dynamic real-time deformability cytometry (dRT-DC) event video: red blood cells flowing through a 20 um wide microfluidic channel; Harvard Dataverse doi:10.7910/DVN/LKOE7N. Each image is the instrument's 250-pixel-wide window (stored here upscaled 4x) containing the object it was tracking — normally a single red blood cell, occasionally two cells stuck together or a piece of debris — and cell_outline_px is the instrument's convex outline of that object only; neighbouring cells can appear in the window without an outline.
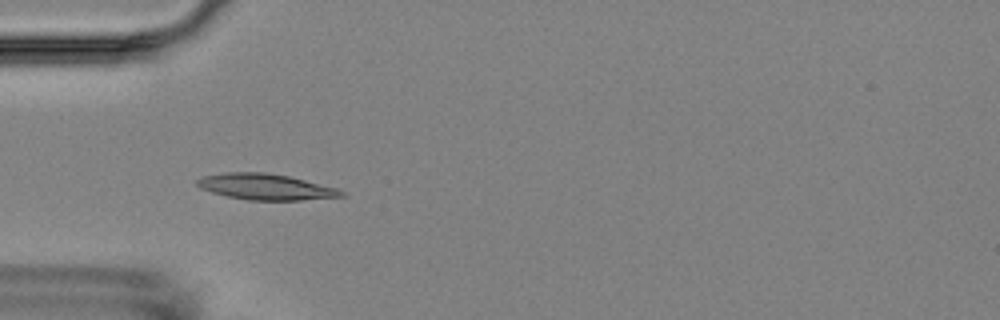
{"species": "Egyptian fruit bat (a non-hibernating species)", "species_latin": "Rousettus aegyptiacus", "temperature_condition": "room temperature", "stored_images_in_passage": 5, "camera_frame_rate_fps": 3000, "um_per_image_px": 0.085, "animal": {"sex": "female"}, "frame": {"image": 1, "passage_image": 4, "time_ms": 3.667, "image_size_px": [1000, 320], "cell_outline_px": [[348, 196], [300, 200], [248, 200], [228, 196], [212, 192], [200, 188], [196, 184], [196, 180], [200, 176], [224, 172], [264, 172], [288, 176], [336, 188], [344, 192]], "centroid_in_image_um": [22.54, 15.87], "position_along_channel_um": 62.5, "area_um2": 21.79}}